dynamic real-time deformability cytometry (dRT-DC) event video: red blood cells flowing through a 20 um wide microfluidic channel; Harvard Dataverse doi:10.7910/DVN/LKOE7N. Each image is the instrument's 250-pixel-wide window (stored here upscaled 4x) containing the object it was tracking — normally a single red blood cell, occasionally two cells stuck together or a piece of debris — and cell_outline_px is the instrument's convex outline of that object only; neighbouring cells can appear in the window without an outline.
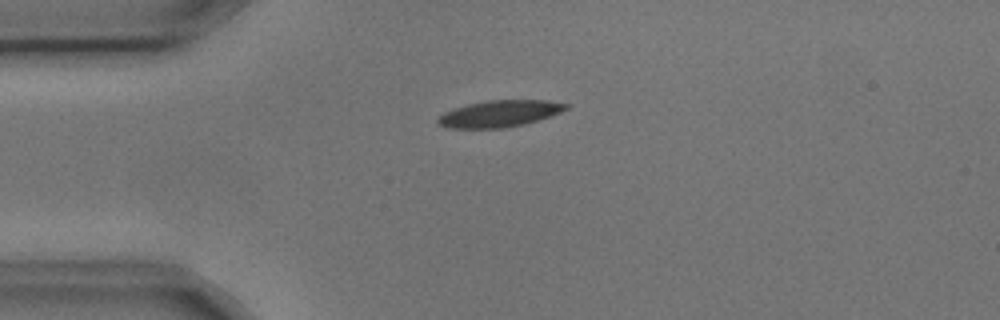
{"species": "common noctule bat (a hibernating species)", "species_latin": "Nyctalus noctula", "temperature_condition": "cold", "stored_images_in_passage": 4, "camera_frame_rate_fps": 3000, "um_per_image_px": 0.085, "animal": {"sex": "male", "body_mass_g": 17.9, "forearm_length_mm": 54.2}, "frame": {"image": 1, "passage_image": 1, "time_ms": 0.0, "image_size_px": [1000, 320], "cell_outline_px": [[568, 108], [560, 112], [524, 124], [504, 128], [452, 128], [436, 124], [436, 120], [444, 112], [452, 108], [468, 104], [488, 100], [548, 100], [568, 104]], "centroid_in_image_um": [42.42, 9.65], "position_along_channel_um": 42.6, "area_um2": 19.77}}
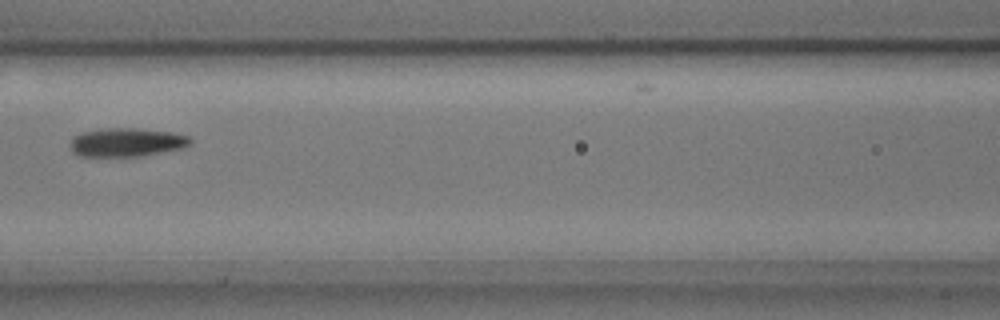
{"frame": {"image": 2, "passage_image": 4, "time_ms": 1.0, "image_size_px": [1000, 320], "cell_outline_px": [[192, 144], [184, 148], [140, 156], [80, 156], [72, 152], [72, 136], [80, 132], [104, 128], [140, 128], [172, 132], [188, 136], [192, 140]], "centroid_in_image_um": [10.79, 12.08], "position_along_channel_um": 155.8, "area_um2": 20.17}}